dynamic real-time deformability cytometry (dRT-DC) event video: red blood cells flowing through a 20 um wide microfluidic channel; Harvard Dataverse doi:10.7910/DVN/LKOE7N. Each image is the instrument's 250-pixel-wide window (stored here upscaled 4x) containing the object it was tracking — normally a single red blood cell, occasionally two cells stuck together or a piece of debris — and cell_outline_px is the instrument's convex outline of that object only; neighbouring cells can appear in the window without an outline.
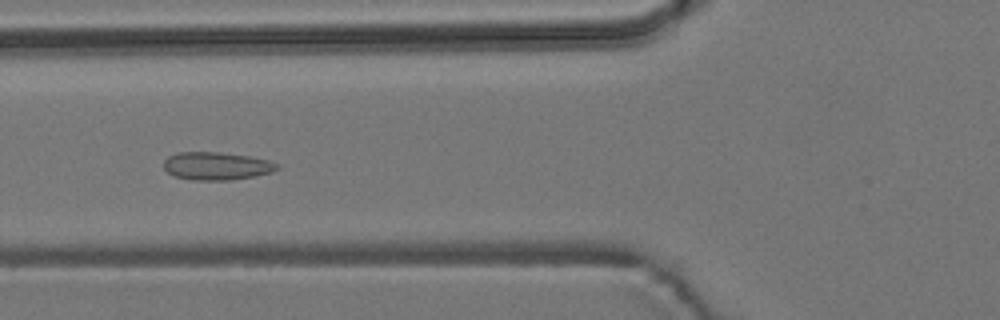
{"species": "common noctule bat (a hibernating species)", "species_latin": "Nyctalus noctula", "temperature_condition": "room temperature", "stored_images_in_passage": 43, "camera_frame_rate_fps": 3000, "um_per_image_px": 0.085, "animal": {"sex": "male", "body_mass_g": 19.2, "forearm_length_mm": 51.8}, "frame": {"image": 1, "passage_image": 20, "time_ms": 6.333, "image_size_px": [1000, 320], "cell_outline_px": [[280, 168], [272, 172], [256, 176], [232, 180], [192, 180], [172, 176], [164, 168], [164, 160], [168, 156], [180, 152], [220, 152], [248, 156], [268, 160], [276, 164]], "centroid_in_image_um": [18.39, 14.12], "position_along_channel_um": 107.4, "area_um2": 18.5}}
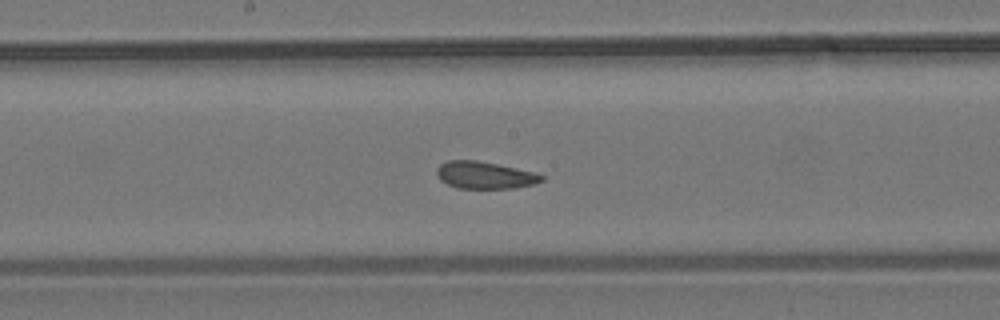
{"frame": {"image": 2, "passage_image": 28, "time_ms": 9.0, "image_size_px": [1000, 320], "cell_outline_px": [[544, 180], [532, 184], [516, 188], [456, 188], [440, 180], [436, 172], [436, 168], [440, 164], [448, 160], [476, 160], [536, 172], [544, 176]], "centroid_in_image_um": [41.2, 14.88], "position_along_channel_um": 207.0, "area_um2": 16.59}}
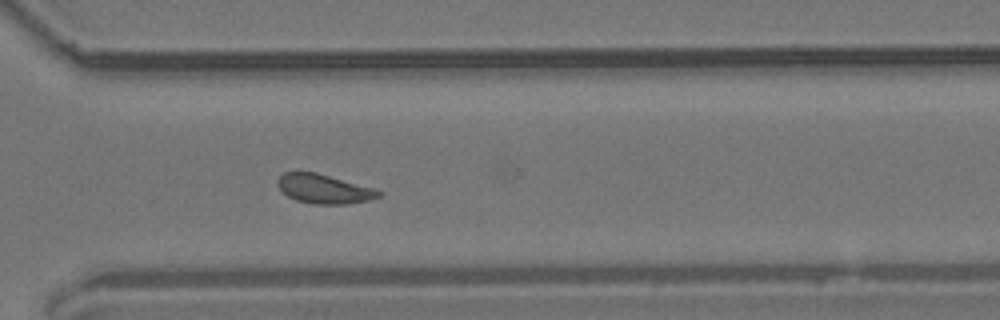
{"frame": {"image": 3, "passage_image": 39, "time_ms": 12.667, "image_size_px": [1000, 320], "cell_outline_px": [[384, 192], [380, 196], [368, 200], [344, 204], [316, 204], [296, 200], [288, 196], [276, 184], [276, 180], [284, 172], [316, 172], [376, 188]], "centroid_in_image_um": [27.56, 16.05], "position_along_channel_um": 343.0, "area_um2": 17.22}, "authors_computed_cell_mechanics": {"area_um2": 17.5134, "velocity_mm_per_s": 3.7353, "shape_relaxation_time_tau1_ms": null, "shape_relaxation_time_tau2_ms": 1.1864, "deformation_change_tau1": null, "deformation_change_tau2": 0.0558}}